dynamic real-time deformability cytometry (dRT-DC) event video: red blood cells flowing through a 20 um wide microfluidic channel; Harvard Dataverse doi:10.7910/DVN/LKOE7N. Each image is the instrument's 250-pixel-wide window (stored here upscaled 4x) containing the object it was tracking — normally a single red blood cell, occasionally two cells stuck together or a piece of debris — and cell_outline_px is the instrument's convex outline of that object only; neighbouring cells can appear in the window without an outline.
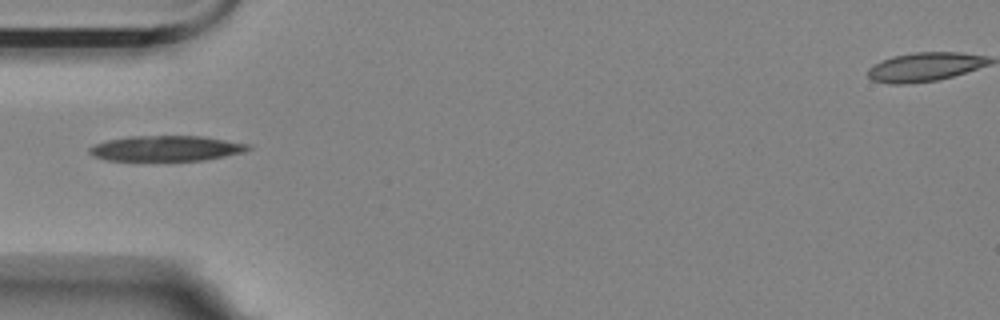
{"species": "Egyptian fruit bat (a non-hibernating species)", "species_latin": "Rousettus aegyptiacus", "temperature_condition": "room temperature", "stored_images_in_passage": 38, "camera_frame_rate_fps": 3000, "um_per_image_px": 0.085, "animal": {"sex": "female"}, "frame": {"image": 1, "passage_image": 1, "time_ms": 0.0, "image_size_px": [1000, 320], "cell_outline_px": [[252, 148], [244, 152], [204, 160], [104, 160], [92, 156], [88, 152], [88, 148], [96, 144], [108, 140], [132, 136], [204, 136], [252, 144]], "centroid_in_image_um": [14.16, 12.61], "position_along_channel_um": 70.8, "area_um2": 23.52}}
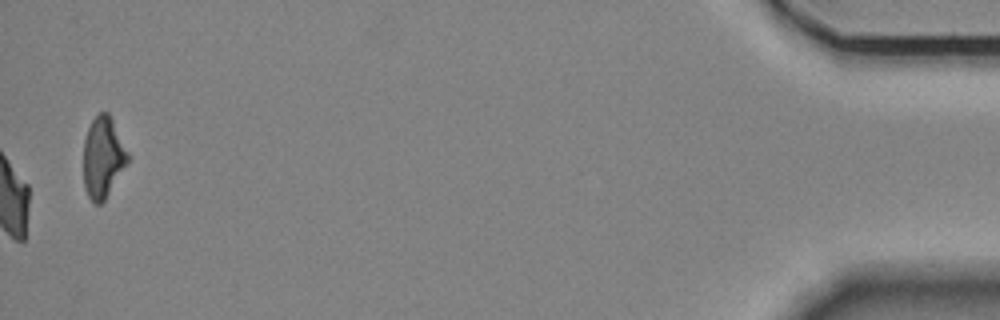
{"frame": {"image": 2, "passage_image": 38, "time_ms": 12.333, "image_size_px": [1000, 320], "cell_outline_px": [[128, 164], [104, 200], [100, 204], [96, 204], [88, 196], [84, 188], [84, 140], [88, 128], [92, 120], [100, 112], [108, 112], [128, 152]], "centroid_in_image_um": [8.75, 13.39], "position_along_channel_um": 426.4, "area_um2": 20.69}}